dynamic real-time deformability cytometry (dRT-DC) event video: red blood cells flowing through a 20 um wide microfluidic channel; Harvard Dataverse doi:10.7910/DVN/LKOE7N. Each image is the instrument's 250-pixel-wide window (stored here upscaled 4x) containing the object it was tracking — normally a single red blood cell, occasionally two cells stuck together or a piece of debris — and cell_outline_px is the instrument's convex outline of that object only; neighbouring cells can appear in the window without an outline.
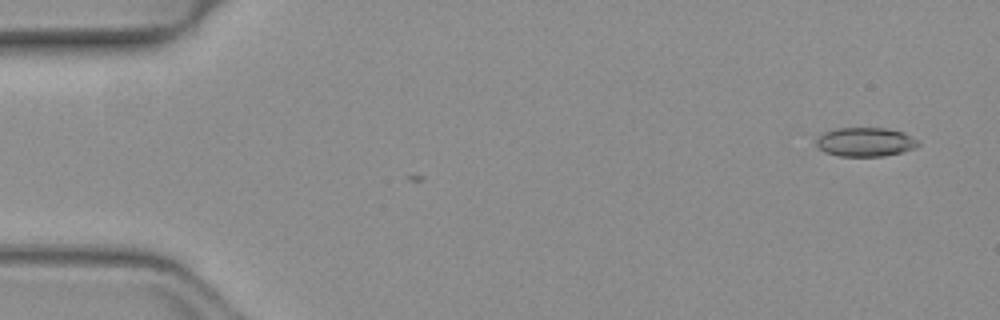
{"species": "common noctule bat (a hibernating species)", "species_latin": "Nyctalus noctula", "temperature_condition": "warm", "stored_images_in_passage": 3, "camera_frame_rate_fps": 3000, "um_per_image_px": 0.085, "animal": {"sex": "female", "body_mass_g": 19.3, "forearm_length_mm": 54.1}, "frame": {"image": 1, "passage_image": 3, "time_ms": 0.667, "image_size_px": [1000, 320], "cell_outline_px": [[920, 144], [916, 148], [884, 156], [840, 156], [824, 152], [816, 144], [816, 140], [824, 132], [836, 128], [888, 128], [904, 132], [912, 136]], "centroid_in_image_um": [73.57, 12.06], "position_along_channel_um": 11.4, "area_um2": 17.22}}